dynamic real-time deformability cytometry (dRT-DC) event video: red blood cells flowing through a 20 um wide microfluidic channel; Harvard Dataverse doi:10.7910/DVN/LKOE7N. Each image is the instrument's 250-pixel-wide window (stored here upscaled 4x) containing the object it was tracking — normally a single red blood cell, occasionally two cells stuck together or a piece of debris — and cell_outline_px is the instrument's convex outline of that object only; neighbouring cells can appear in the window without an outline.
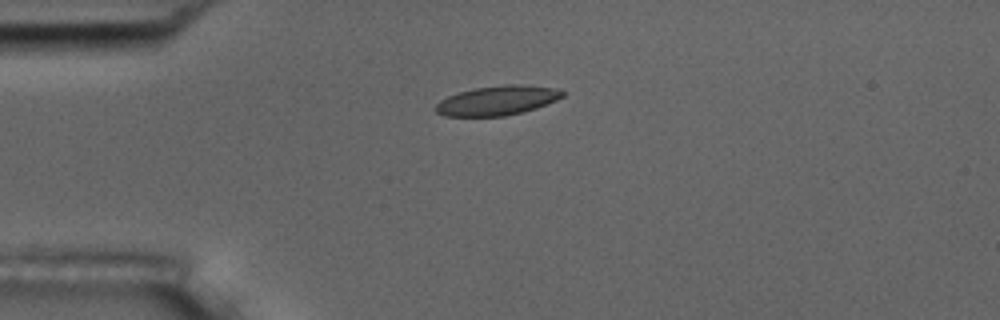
{"species": "common noctule bat (a hibernating species)", "species_latin": "Nyctalus noctula", "temperature_condition": "room temperature", "stored_images_in_passage": 2, "camera_frame_rate_fps": 3000, "um_per_image_px": 0.085, "animal": {"sex": "male", "body_mass_g": 17.5, "forearm_length_mm": 52.3}, "frame": {"image": 1, "passage_image": 1, "time_ms": 0.0, "image_size_px": [1000, 320], "cell_outline_px": [[564, 96], [556, 100], [536, 108], [524, 112], [504, 116], [444, 116], [436, 112], [432, 108], [440, 100], [448, 96], [460, 92], [476, 88], [508, 84], [520, 84], [556, 88], [564, 92]], "centroid_in_image_um": [42.26, 8.55], "position_along_channel_um": 42.7, "area_um2": 21.79}}